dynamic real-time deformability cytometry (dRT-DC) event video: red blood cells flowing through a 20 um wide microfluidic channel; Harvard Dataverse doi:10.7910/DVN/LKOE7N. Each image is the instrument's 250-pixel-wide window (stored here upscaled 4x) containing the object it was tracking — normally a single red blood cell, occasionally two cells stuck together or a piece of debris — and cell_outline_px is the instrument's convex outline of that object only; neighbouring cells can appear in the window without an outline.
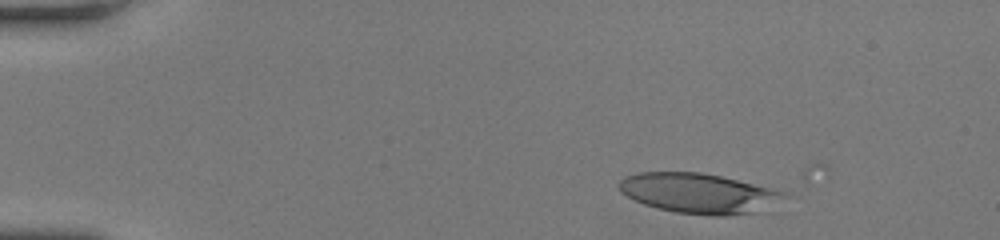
{"species": "human", "species_latin": "Homo sapiens", "temperature_condition": "room temperature", "stored_images_in_passage": 9, "camera_frame_rate_fps": 3000, "um_per_image_px": 0.085, "donor": {"sex": "female"}, "frame": {"image": 1, "passage_image": 2, "time_ms": 0.333, "image_size_px": [1000, 240], "cell_outline_px": [[788, 196], [756, 212], [728, 216], [708, 216], [676, 212], [644, 204], [620, 192], [616, 184], [624, 176], [640, 172], [700, 172], [720, 176], [784, 192]], "centroid_in_image_um": [59.31, 16.43], "position_along_channel_um": 25.7, "area_um2": 38.09}}